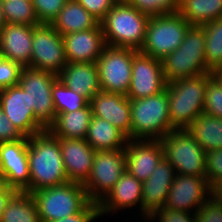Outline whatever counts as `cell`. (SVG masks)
Segmentation results:
<instances>
[{
  "label": "cell",
  "mask_w": 222,
  "mask_h": 222,
  "mask_svg": "<svg viewBox=\"0 0 222 222\" xmlns=\"http://www.w3.org/2000/svg\"><path fill=\"white\" fill-rule=\"evenodd\" d=\"M29 193L68 182L59 138L48 130L28 138Z\"/></svg>",
  "instance_id": "cell-1"
},
{
  "label": "cell",
  "mask_w": 222,
  "mask_h": 222,
  "mask_svg": "<svg viewBox=\"0 0 222 222\" xmlns=\"http://www.w3.org/2000/svg\"><path fill=\"white\" fill-rule=\"evenodd\" d=\"M149 18L129 3H115L100 21L106 45L139 51Z\"/></svg>",
  "instance_id": "cell-2"
},
{
  "label": "cell",
  "mask_w": 222,
  "mask_h": 222,
  "mask_svg": "<svg viewBox=\"0 0 222 222\" xmlns=\"http://www.w3.org/2000/svg\"><path fill=\"white\" fill-rule=\"evenodd\" d=\"M161 61L166 83L212 73L205 60L204 28L191 25L186 31L181 45Z\"/></svg>",
  "instance_id": "cell-3"
},
{
  "label": "cell",
  "mask_w": 222,
  "mask_h": 222,
  "mask_svg": "<svg viewBox=\"0 0 222 222\" xmlns=\"http://www.w3.org/2000/svg\"><path fill=\"white\" fill-rule=\"evenodd\" d=\"M207 73L166 84L172 129H186L203 113Z\"/></svg>",
  "instance_id": "cell-4"
},
{
  "label": "cell",
  "mask_w": 222,
  "mask_h": 222,
  "mask_svg": "<svg viewBox=\"0 0 222 222\" xmlns=\"http://www.w3.org/2000/svg\"><path fill=\"white\" fill-rule=\"evenodd\" d=\"M131 101V139L159 140L170 131L167 89L150 97Z\"/></svg>",
  "instance_id": "cell-5"
},
{
  "label": "cell",
  "mask_w": 222,
  "mask_h": 222,
  "mask_svg": "<svg viewBox=\"0 0 222 222\" xmlns=\"http://www.w3.org/2000/svg\"><path fill=\"white\" fill-rule=\"evenodd\" d=\"M41 222H52L82 212L92 201L83 184L66 182L31 193Z\"/></svg>",
  "instance_id": "cell-6"
},
{
  "label": "cell",
  "mask_w": 222,
  "mask_h": 222,
  "mask_svg": "<svg viewBox=\"0 0 222 222\" xmlns=\"http://www.w3.org/2000/svg\"><path fill=\"white\" fill-rule=\"evenodd\" d=\"M159 141L176 174L206 177V152L187 129H174Z\"/></svg>",
  "instance_id": "cell-7"
},
{
  "label": "cell",
  "mask_w": 222,
  "mask_h": 222,
  "mask_svg": "<svg viewBox=\"0 0 222 222\" xmlns=\"http://www.w3.org/2000/svg\"><path fill=\"white\" fill-rule=\"evenodd\" d=\"M190 26L178 12L150 17L139 52L163 60L181 45Z\"/></svg>",
  "instance_id": "cell-8"
},
{
  "label": "cell",
  "mask_w": 222,
  "mask_h": 222,
  "mask_svg": "<svg viewBox=\"0 0 222 222\" xmlns=\"http://www.w3.org/2000/svg\"><path fill=\"white\" fill-rule=\"evenodd\" d=\"M58 80L54 73L23 67L18 85L28 93L29 107L36 119L47 129L55 120L56 112L52 98V87Z\"/></svg>",
  "instance_id": "cell-9"
},
{
  "label": "cell",
  "mask_w": 222,
  "mask_h": 222,
  "mask_svg": "<svg viewBox=\"0 0 222 222\" xmlns=\"http://www.w3.org/2000/svg\"><path fill=\"white\" fill-rule=\"evenodd\" d=\"M138 52L132 48H104L96 61L101 91L127 96L131 84L133 57Z\"/></svg>",
  "instance_id": "cell-10"
},
{
  "label": "cell",
  "mask_w": 222,
  "mask_h": 222,
  "mask_svg": "<svg viewBox=\"0 0 222 222\" xmlns=\"http://www.w3.org/2000/svg\"><path fill=\"white\" fill-rule=\"evenodd\" d=\"M126 170L124 149L96 151L90 176L83 184L89 199L98 203Z\"/></svg>",
  "instance_id": "cell-11"
},
{
  "label": "cell",
  "mask_w": 222,
  "mask_h": 222,
  "mask_svg": "<svg viewBox=\"0 0 222 222\" xmlns=\"http://www.w3.org/2000/svg\"><path fill=\"white\" fill-rule=\"evenodd\" d=\"M66 65L62 35L51 24L32 26L31 67L58 75Z\"/></svg>",
  "instance_id": "cell-12"
},
{
  "label": "cell",
  "mask_w": 222,
  "mask_h": 222,
  "mask_svg": "<svg viewBox=\"0 0 222 222\" xmlns=\"http://www.w3.org/2000/svg\"><path fill=\"white\" fill-rule=\"evenodd\" d=\"M28 138L0 143V173L3 183L18 192L29 193Z\"/></svg>",
  "instance_id": "cell-13"
},
{
  "label": "cell",
  "mask_w": 222,
  "mask_h": 222,
  "mask_svg": "<svg viewBox=\"0 0 222 222\" xmlns=\"http://www.w3.org/2000/svg\"><path fill=\"white\" fill-rule=\"evenodd\" d=\"M211 195L206 177L176 174L164 207L196 213Z\"/></svg>",
  "instance_id": "cell-14"
},
{
  "label": "cell",
  "mask_w": 222,
  "mask_h": 222,
  "mask_svg": "<svg viewBox=\"0 0 222 222\" xmlns=\"http://www.w3.org/2000/svg\"><path fill=\"white\" fill-rule=\"evenodd\" d=\"M162 61L138 52L133 57L131 84L127 93L130 100L150 97L166 88Z\"/></svg>",
  "instance_id": "cell-15"
},
{
  "label": "cell",
  "mask_w": 222,
  "mask_h": 222,
  "mask_svg": "<svg viewBox=\"0 0 222 222\" xmlns=\"http://www.w3.org/2000/svg\"><path fill=\"white\" fill-rule=\"evenodd\" d=\"M0 107L24 137L29 138L47 130L36 119L33 108L29 107L28 93L19 85L0 91Z\"/></svg>",
  "instance_id": "cell-16"
},
{
  "label": "cell",
  "mask_w": 222,
  "mask_h": 222,
  "mask_svg": "<svg viewBox=\"0 0 222 222\" xmlns=\"http://www.w3.org/2000/svg\"><path fill=\"white\" fill-rule=\"evenodd\" d=\"M99 217H106L108 214L128 211L132 207L137 208L138 216L142 217V182L131 175L127 170L122 174L117 183L97 203ZM125 209V210H124ZM128 209V210H127ZM117 212V213H116ZM141 214V215H140Z\"/></svg>",
  "instance_id": "cell-17"
},
{
  "label": "cell",
  "mask_w": 222,
  "mask_h": 222,
  "mask_svg": "<svg viewBox=\"0 0 222 222\" xmlns=\"http://www.w3.org/2000/svg\"><path fill=\"white\" fill-rule=\"evenodd\" d=\"M126 170L142 183L163 159L159 140L128 139L125 146Z\"/></svg>",
  "instance_id": "cell-18"
},
{
  "label": "cell",
  "mask_w": 222,
  "mask_h": 222,
  "mask_svg": "<svg viewBox=\"0 0 222 222\" xmlns=\"http://www.w3.org/2000/svg\"><path fill=\"white\" fill-rule=\"evenodd\" d=\"M92 115L110 122L131 139V101L121 93L98 92L91 100Z\"/></svg>",
  "instance_id": "cell-19"
},
{
  "label": "cell",
  "mask_w": 222,
  "mask_h": 222,
  "mask_svg": "<svg viewBox=\"0 0 222 222\" xmlns=\"http://www.w3.org/2000/svg\"><path fill=\"white\" fill-rule=\"evenodd\" d=\"M67 63H96L107 46L101 24L62 36Z\"/></svg>",
  "instance_id": "cell-20"
},
{
  "label": "cell",
  "mask_w": 222,
  "mask_h": 222,
  "mask_svg": "<svg viewBox=\"0 0 222 222\" xmlns=\"http://www.w3.org/2000/svg\"><path fill=\"white\" fill-rule=\"evenodd\" d=\"M176 175L173 166L164 158L152 175L142 183V218L145 222L157 209L164 207Z\"/></svg>",
  "instance_id": "cell-21"
},
{
  "label": "cell",
  "mask_w": 222,
  "mask_h": 222,
  "mask_svg": "<svg viewBox=\"0 0 222 222\" xmlns=\"http://www.w3.org/2000/svg\"><path fill=\"white\" fill-rule=\"evenodd\" d=\"M32 26L6 23L0 30V57L31 67Z\"/></svg>",
  "instance_id": "cell-22"
},
{
  "label": "cell",
  "mask_w": 222,
  "mask_h": 222,
  "mask_svg": "<svg viewBox=\"0 0 222 222\" xmlns=\"http://www.w3.org/2000/svg\"><path fill=\"white\" fill-rule=\"evenodd\" d=\"M59 145L68 181L84 184L90 176L96 151L85 139L59 138Z\"/></svg>",
  "instance_id": "cell-23"
},
{
  "label": "cell",
  "mask_w": 222,
  "mask_h": 222,
  "mask_svg": "<svg viewBox=\"0 0 222 222\" xmlns=\"http://www.w3.org/2000/svg\"><path fill=\"white\" fill-rule=\"evenodd\" d=\"M57 76L65 86L89 101L101 91L96 63H67Z\"/></svg>",
  "instance_id": "cell-24"
},
{
  "label": "cell",
  "mask_w": 222,
  "mask_h": 222,
  "mask_svg": "<svg viewBox=\"0 0 222 222\" xmlns=\"http://www.w3.org/2000/svg\"><path fill=\"white\" fill-rule=\"evenodd\" d=\"M92 117L89 103L80 110L56 114L47 130L56 138L85 139Z\"/></svg>",
  "instance_id": "cell-25"
},
{
  "label": "cell",
  "mask_w": 222,
  "mask_h": 222,
  "mask_svg": "<svg viewBox=\"0 0 222 222\" xmlns=\"http://www.w3.org/2000/svg\"><path fill=\"white\" fill-rule=\"evenodd\" d=\"M100 21L90 14L78 1L68 0L51 25L62 36L96 28Z\"/></svg>",
  "instance_id": "cell-26"
},
{
  "label": "cell",
  "mask_w": 222,
  "mask_h": 222,
  "mask_svg": "<svg viewBox=\"0 0 222 222\" xmlns=\"http://www.w3.org/2000/svg\"><path fill=\"white\" fill-rule=\"evenodd\" d=\"M85 140L94 151H104L125 149L128 138L110 122L93 116Z\"/></svg>",
  "instance_id": "cell-27"
},
{
  "label": "cell",
  "mask_w": 222,
  "mask_h": 222,
  "mask_svg": "<svg viewBox=\"0 0 222 222\" xmlns=\"http://www.w3.org/2000/svg\"><path fill=\"white\" fill-rule=\"evenodd\" d=\"M186 129L206 153L222 149V118L202 113Z\"/></svg>",
  "instance_id": "cell-28"
},
{
  "label": "cell",
  "mask_w": 222,
  "mask_h": 222,
  "mask_svg": "<svg viewBox=\"0 0 222 222\" xmlns=\"http://www.w3.org/2000/svg\"><path fill=\"white\" fill-rule=\"evenodd\" d=\"M190 25L222 18V0H179L177 11Z\"/></svg>",
  "instance_id": "cell-29"
},
{
  "label": "cell",
  "mask_w": 222,
  "mask_h": 222,
  "mask_svg": "<svg viewBox=\"0 0 222 222\" xmlns=\"http://www.w3.org/2000/svg\"><path fill=\"white\" fill-rule=\"evenodd\" d=\"M1 222H41L32 195L17 192L7 204Z\"/></svg>",
  "instance_id": "cell-30"
},
{
  "label": "cell",
  "mask_w": 222,
  "mask_h": 222,
  "mask_svg": "<svg viewBox=\"0 0 222 222\" xmlns=\"http://www.w3.org/2000/svg\"><path fill=\"white\" fill-rule=\"evenodd\" d=\"M205 32L206 65L213 71L222 64V18L202 25Z\"/></svg>",
  "instance_id": "cell-31"
},
{
  "label": "cell",
  "mask_w": 222,
  "mask_h": 222,
  "mask_svg": "<svg viewBox=\"0 0 222 222\" xmlns=\"http://www.w3.org/2000/svg\"><path fill=\"white\" fill-rule=\"evenodd\" d=\"M3 16L6 23L39 25L31 0H3Z\"/></svg>",
  "instance_id": "cell-32"
},
{
  "label": "cell",
  "mask_w": 222,
  "mask_h": 222,
  "mask_svg": "<svg viewBox=\"0 0 222 222\" xmlns=\"http://www.w3.org/2000/svg\"><path fill=\"white\" fill-rule=\"evenodd\" d=\"M52 98L56 114L80 110L90 103L86 97L77 94L59 79L52 87Z\"/></svg>",
  "instance_id": "cell-33"
},
{
  "label": "cell",
  "mask_w": 222,
  "mask_h": 222,
  "mask_svg": "<svg viewBox=\"0 0 222 222\" xmlns=\"http://www.w3.org/2000/svg\"><path fill=\"white\" fill-rule=\"evenodd\" d=\"M203 113L222 118V85L212 73H207Z\"/></svg>",
  "instance_id": "cell-34"
},
{
  "label": "cell",
  "mask_w": 222,
  "mask_h": 222,
  "mask_svg": "<svg viewBox=\"0 0 222 222\" xmlns=\"http://www.w3.org/2000/svg\"><path fill=\"white\" fill-rule=\"evenodd\" d=\"M129 4L139 12L152 17L176 13L179 0H131Z\"/></svg>",
  "instance_id": "cell-35"
},
{
  "label": "cell",
  "mask_w": 222,
  "mask_h": 222,
  "mask_svg": "<svg viewBox=\"0 0 222 222\" xmlns=\"http://www.w3.org/2000/svg\"><path fill=\"white\" fill-rule=\"evenodd\" d=\"M68 0H31L39 23L51 24Z\"/></svg>",
  "instance_id": "cell-36"
},
{
  "label": "cell",
  "mask_w": 222,
  "mask_h": 222,
  "mask_svg": "<svg viewBox=\"0 0 222 222\" xmlns=\"http://www.w3.org/2000/svg\"><path fill=\"white\" fill-rule=\"evenodd\" d=\"M145 222H197L195 213L171 210L166 207L155 210Z\"/></svg>",
  "instance_id": "cell-37"
},
{
  "label": "cell",
  "mask_w": 222,
  "mask_h": 222,
  "mask_svg": "<svg viewBox=\"0 0 222 222\" xmlns=\"http://www.w3.org/2000/svg\"><path fill=\"white\" fill-rule=\"evenodd\" d=\"M206 179L211 189L222 181V149L206 153Z\"/></svg>",
  "instance_id": "cell-38"
},
{
  "label": "cell",
  "mask_w": 222,
  "mask_h": 222,
  "mask_svg": "<svg viewBox=\"0 0 222 222\" xmlns=\"http://www.w3.org/2000/svg\"><path fill=\"white\" fill-rule=\"evenodd\" d=\"M22 66L0 57V91L18 85Z\"/></svg>",
  "instance_id": "cell-39"
},
{
  "label": "cell",
  "mask_w": 222,
  "mask_h": 222,
  "mask_svg": "<svg viewBox=\"0 0 222 222\" xmlns=\"http://www.w3.org/2000/svg\"><path fill=\"white\" fill-rule=\"evenodd\" d=\"M195 215L197 222H222V201L211 195Z\"/></svg>",
  "instance_id": "cell-40"
},
{
  "label": "cell",
  "mask_w": 222,
  "mask_h": 222,
  "mask_svg": "<svg viewBox=\"0 0 222 222\" xmlns=\"http://www.w3.org/2000/svg\"><path fill=\"white\" fill-rule=\"evenodd\" d=\"M78 1L90 14L101 21L109 10L114 6V0H76Z\"/></svg>",
  "instance_id": "cell-41"
},
{
  "label": "cell",
  "mask_w": 222,
  "mask_h": 222,
  "mask_svg": "<svg viewBox=\"0 0 222 222\" xmlns=\"http://www.w3.org/2000/svg\"><path fill=\"white\" fill-rule=\"evenodd\" d=\"M24 138L0 107V143L13 142Z\"/></svg>",
  "instance_id": "cell-42"
},
{
  "label": "cell",
  "mask_w": 222,
  "mask_h": 222,
  "mask_svg": "<svg viewBox=\"0 0 222 222\" xmlns=\"http://www.w3.org/2000/svg\"><path fill=\"white\" fill-rule=\"evenodd\" d=\"M99 218L98 205L91 202L82 212L52 222H96Z\"/></svg>",
  "instance_id": "cell-43"
},
{
  "label": "cell",
  "mask_w": 222,
  "mask_h": 222,
  "mask_svg": "<svg viewBox=\"0 0 222 222\" xmlns=\"http://www.w3.org/2000/svg\"><path fill=\"white\" fill-rule=\"evenodd\" d=\"M17 192L15 188L9 187L7 184L3 183L0 186V222L7 204Z\"/></svg>",
  "instance_id": "cell-44"
},
{
  "label": "cell",
  "mask_w": 222,
  "mask_h": 222,
  "mask_svg": "<svg viewBox=\"0 0 222 222\" xmlns=\"http://www.w3.org/2000/svg\"><path fill=\"white\" fill-rule=\"evenodd\" d=\"M212 195H214L218 200L222 201V181H220L213 189Z\"/></svg>",
  "instance_id": "cell-45"
},
{
  "label": "cell",
  "mask_w": 222,
  "mask_h": 222,
  "mask_svg": "<svg viewBox=\"0 0 222 222\" xmlns=\"http://www.w3.org/2000/svg\"><path fill=\"white\" fill-rule=\"evenodd\" d=\"M3 0H0V30L6 24V21L3 16Z\"/></svg>",
  "instance_id": "cell-46"
},
{
  "label": "cell",
  "mask_w": 222,
  "mask_h": 222,
  "mask_svg": "<svg viewBox=\"0 0 222 222\" xmlns=\"http://www.w3.org/2000/svg\"><path fill=\"white\" fill-rule=\"evenodd\" d=\"M212 75L219 81L222 85V72H212Z\"/></svg>",
  "instance_id": "cell-47"
},
{
  "label": "cell",
  "mask_w": 222,
  "mask_h": 222,
  "mask_svg": "<svg viewBox=\"0 0 222 222\" xmlns=\"http://www.w3.org/2000/svg\"><path fill=\"white\" fill-rule=\"evenodd\" d=\"M115 3H129L131 0H114Z\"/></svg>",
  "instance_id": "cell-48"
},
{
  "label": "cell",
  "mask_w": 222,
  "mask_h": 222,
  "mask_svg": "<svg viewBox=\"0 0 222 222\" xmlns=\"http://www.w3.org/2000/svg\"><path fill=\"white\" fill-rule=\"evenodd\" d=\"M212 72H222V64L215 70H213Z\"/></svg>",
  "instance_id": "cell-49"
},
{
  "label": "cell",
  "mask_w": 222,
  "mask_h": 222,
  "mask_svg": "<svg viewBox=\"0 0 222 222\" xmlns=\"http://www.w3.org/2000/svg\"><path fill=\"white\" fill-rule=\"evenodd\" d=\"M3 184V179H2V176H1V173H0V186Z\"/></svg>",
  "instance_id": "cell-50"
}]
</instances>
